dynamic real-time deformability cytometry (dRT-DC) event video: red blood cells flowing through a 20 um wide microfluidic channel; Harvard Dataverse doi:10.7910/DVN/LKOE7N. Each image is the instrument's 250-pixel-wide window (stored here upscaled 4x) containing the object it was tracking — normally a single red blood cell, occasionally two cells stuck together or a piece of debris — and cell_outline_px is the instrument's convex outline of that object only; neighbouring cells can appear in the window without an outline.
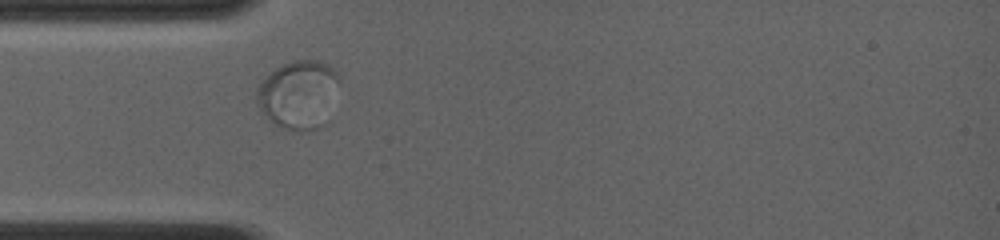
{"species": "common noctule bat (a hibernating species)", "species_latin": "Nyctalus noctula", "temperature_condition": "room temperature", "stored_images_in_passage": 49, "camera_frame_rate_fps": 4000, "um_per_image_px": 0.085, "animal": {"sex": "female", "body_mass_g": 19.0, "forearm_length_mm": 56.7}, "frame": {"image": 1, "passage_image": 8, "time_ms": 1.75, "image_size_px": [1000, 240], "cell_outline_px": [[336, 80], [324, 124], [316, 128], [288, 128], [272, 120], [260, 112], [256, 100], [256, 88], [276, 68], [284, 64], [296, 60], [312, 60], [328, 64], [336, 72]], "centroid_in_image_um": [25.29, 7.99], "position_along_channel_um": 59.7, "area_um2": 30.98}}
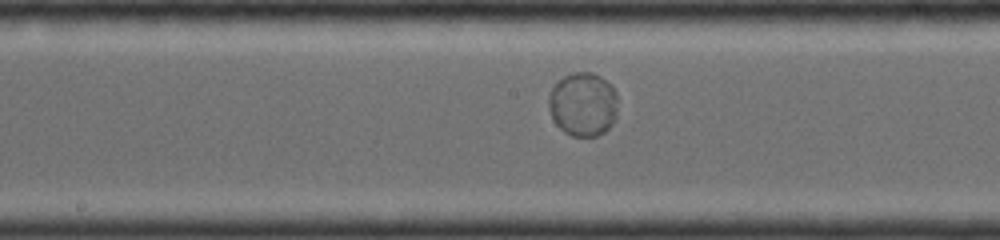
{"frame": {"image": 2, "passage_image": 22, "time_ms": 5.25, "image_size_px": [1000, 240], "cell_outline_px": [[616, 116], [612, 124], [604, 132], [596, 136], [572, 136], [564, 132], [556, 124], [548, 108], [548, 96], [552, 88], [564, 76], [572, 72], [592, 72], [600, 76], [612, 84], [616, 92]], "centroid_in_image_um": [49.56, 8.85], "position_along_channel_um": 198.6, "area_um2": 25.84}}
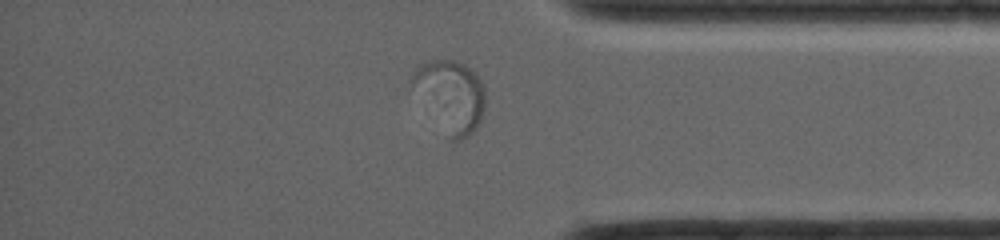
{"frame": {"image": 3, "passage_image": 42, "time_ms": 10.25, "image_size_px": [1000, 240], "cell_outline_px": [[484, 108], [480, 120], [476, 128], [464, 140], [452, 140], [408, 92], [408, 80], [416, 64], [432, 60], [456, 60], [464, 64], [484, 84]], "centroid_in_image_um": [38.15, 8.13], "position_along_channel_um": 397.0, "area_um2": 31.5}}